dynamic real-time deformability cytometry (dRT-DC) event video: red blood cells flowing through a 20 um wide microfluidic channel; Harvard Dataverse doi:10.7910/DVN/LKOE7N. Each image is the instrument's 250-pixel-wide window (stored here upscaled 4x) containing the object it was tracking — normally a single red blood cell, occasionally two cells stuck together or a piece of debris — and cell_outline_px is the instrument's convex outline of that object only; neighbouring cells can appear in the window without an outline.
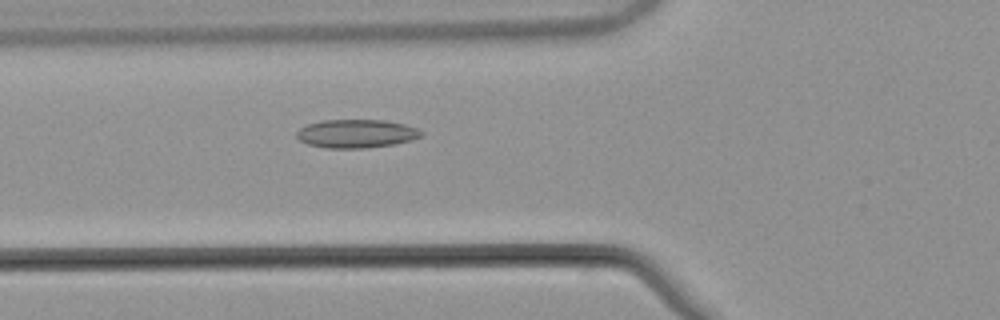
{"species": "common noctule bat (a hibernating species)", "species_latin": "Nyctalus noctula", "temperature_condition": "warm", "stored_images_in_passage": 43, "camera_frame_rate_fps": 3000, "um_per_image_px": 0.085, "animal": {"sex": "male", "body_mass_g": 21.5, "forearm_length_mm": 52.0}, "frame": {"image": 1, "passage_image": 10, "time_ms": 3.0, "image_size_px": [1000, 320], "cell_outline_px": [[424, 136], [412, 140], [392, 144], [368, 148], [324, 148], [308, 144], [300, 140], [296, 136], [296, 132], [300, 128], [308, 124], [320, 120], [384, 120], [404, 124], [416, 128], [424, 132]], "centroid_in_image_um": [30.3, 11.36], "position_along_channel_um": 95.5, "area_um2": 20.75}}
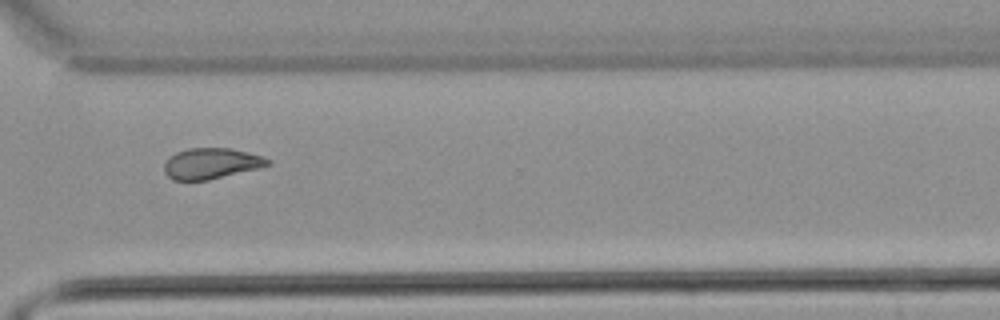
{"frame": {"image": 2, "passage_image": 30, "time_ms": 9.667, "image_size_px": [1000, 320], "cell_outline_px": [[272, 164], [260, 168], [208, 180], [172, 180], [164, 172], [164, 164], [176, 152], [188, 148], [232, 148], [264, 156], [272, 160]], "centroid_in_image_um": [18.01, 13.89], "position_along_channel_um": 352.6, "area_um2": 18.73}}
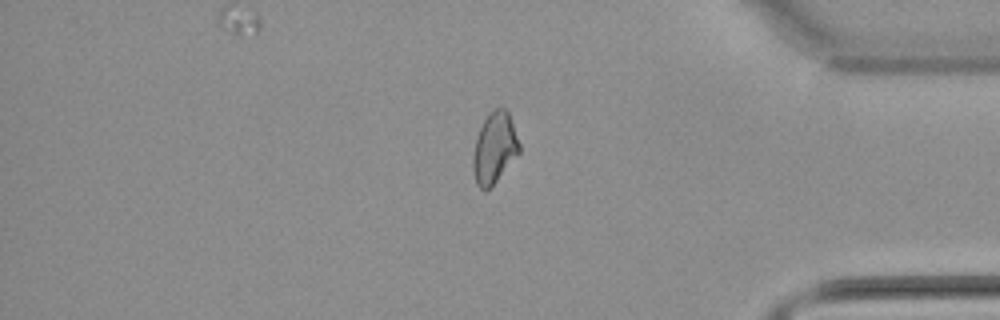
{"frame": {"image": 3, "passage_image": 35, "time_ms": 11.333, "image_size_px": [1000, 320], "cell_outline_px": [[520, 152], [496, 180], [484, 192], [476, 184], [472, 168], [472, 156], [476, 136], [488, 112], [492, 108], [504, 108], [508, 112], [520, 144]], "centroid_in_image_um": [42.0, 12.56], "position_along_channel_um": 393.2, "area_um2": 19.07}, "authors_computed_cell_mechanics": {"area_um2": 19.363, "velocity_mm_per_s": 3.8567, "shape_relaxation_time_tau1_ms": null, "shape_relaxation_time_tau2_ms": 3.3871, "deformation_change_tau1": null, "deformation_change_tau2": 0.0894}}